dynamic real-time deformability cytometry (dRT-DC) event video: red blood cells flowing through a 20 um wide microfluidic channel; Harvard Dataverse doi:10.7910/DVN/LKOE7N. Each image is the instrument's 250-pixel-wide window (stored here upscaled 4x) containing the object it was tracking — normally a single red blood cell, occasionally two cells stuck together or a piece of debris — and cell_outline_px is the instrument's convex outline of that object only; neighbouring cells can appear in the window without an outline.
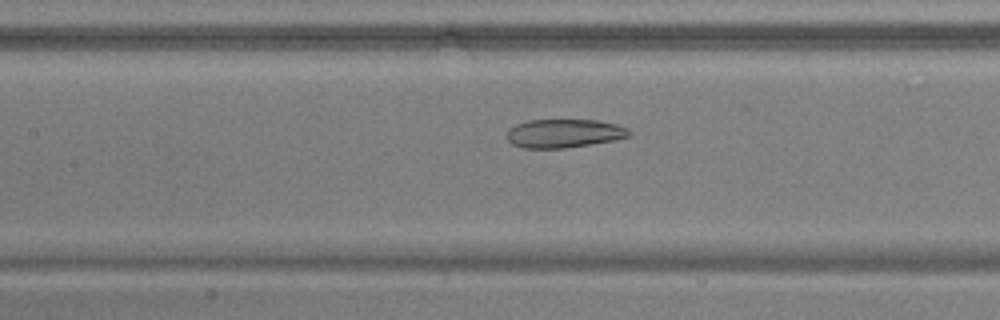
{"species": "common noctule bat (a hibernating species)", "species_latin": "Nyctalus noctula", "temperature_condition": "warm", "stored_images_in_passage": 54, "camera_frame_rate_fps": 3000, "um_per_image_px": 0.085, "animal": {"sex": "male", "body_mass_g": 17.9, "forearm_length_mm": 54.2}, "frame": {"image": 1, "passage_image": 26, "time_ms": 8.333, "image_size_px": [1000, 320], "cell_outline_px": [[632, 136], [612, 140], [564, 148], [524, 148], [512, 144], [508, 140], [508, 128], [516, 124], [528, 120], [600, 120], [616, 124], [628, 128], [632, 132]], "centroid_in_image_um": [47.96, 11.32], "position_along_channel_um": 159.4, "area_um2": 20.35}}
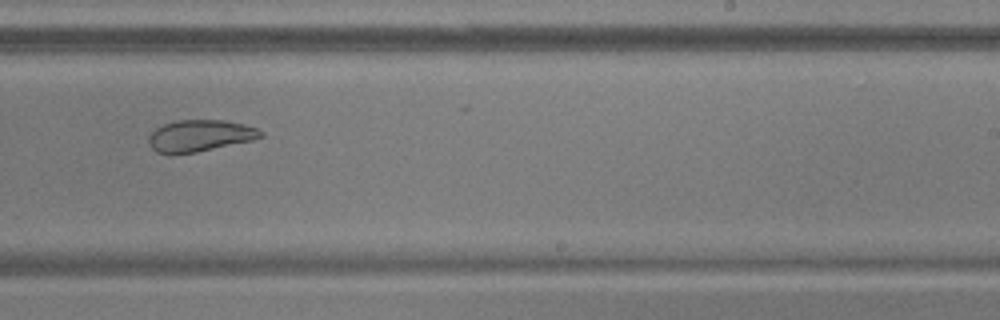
{"frame": {"image": 2, "passage_image": 35, "time_ms": 11.333, "image_size_px": [1000, 320], "cell_outline_px": [[264, 136], [252, 140], [196, 152], [156, 152], [148, 144], [148, 136], [156, 128], [164, 124], [180, 120], [224, 120], [244, 124], [256, 128], [264, 132]], "centroid_in_image_um": [17.01, 11.51], "position_along_channel_um": 272.0, "area_um2": 20.29}}
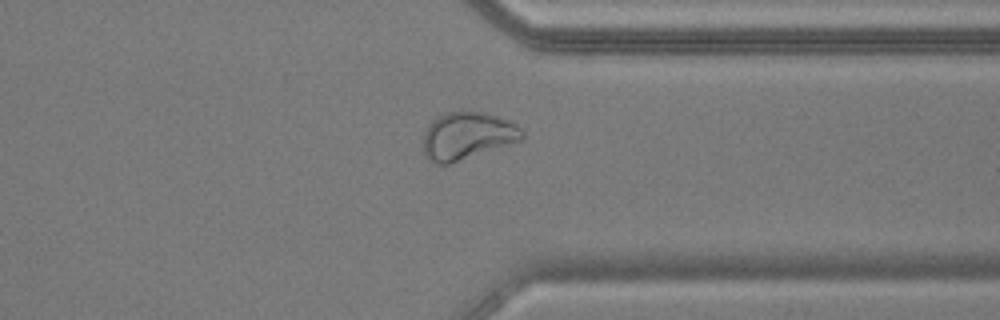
{"frame": {"image": 3, "passage_image": 43, "time_ms": 14.0, "image_size_px": [1000, 320], "cell_outline_px": [[524, 140], [452, 164], [436, 164], [424, 152], [424, 132], [428, 124], [432, 120], [448, 112], [484, 112], [508, 120], [516, 124], [524, 132]], "centroid_in_image_um": [39.76, 11.56], "position_along_channel_um": 371.6, "area_um2": 27.4}, "authors_computed_cell_mechanics": {"area_um2": 27.8885, "velocity_mm_per_s": 3.7626, "shape_relaxation_time_tau1_ms": null, "shape_relaxation_time_tau2_ms": 1.6137, "deformation_change_tau1": null, "deformation_change_tau2": 0.0693}}